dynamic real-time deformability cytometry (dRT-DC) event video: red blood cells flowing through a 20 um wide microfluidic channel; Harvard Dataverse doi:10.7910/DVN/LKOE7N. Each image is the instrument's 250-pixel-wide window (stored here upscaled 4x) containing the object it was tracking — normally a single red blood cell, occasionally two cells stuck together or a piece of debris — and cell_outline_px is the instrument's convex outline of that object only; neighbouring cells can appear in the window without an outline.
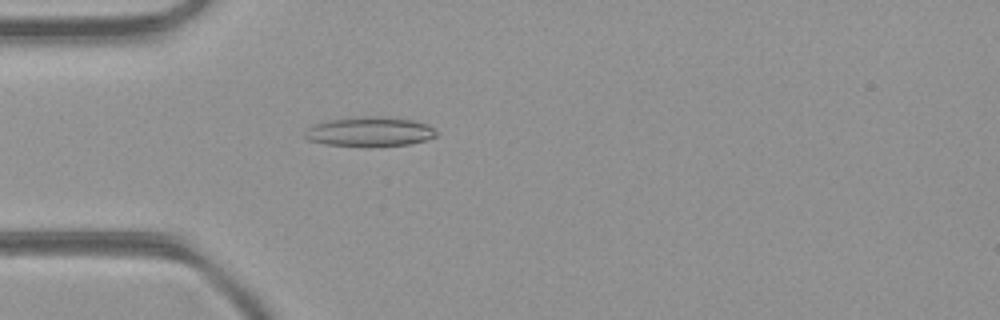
{"species": "common noctule bat (a hibernating species)", "species_latin": "Nyctalus noctula", "temperature_condition": "room temperature", "stored_images_in_passage": 40, "camera_frame_rate_fps": 3000, "um_per_image_px": 0.085, "animal": {"sex": "female", "body_mass_g": 21.9}, "frame": {"image": 1, "passage_image": 7, "time_ms": 2.0, "image_size_px": [1000, 320], "cell_outline_px": [[440, 132], [436, 136], [424, 140], [408, 144], [324, 144], [308, 140], [304, 136], [308, 128], [316, 124], [328, 120], [360, 116], [376, 116], [412, 120], [428, 124]], "centroid_in_image_um": [31.46, 11.15], "position_along_channel_um": 53.5, "area_um2": 21.79}}
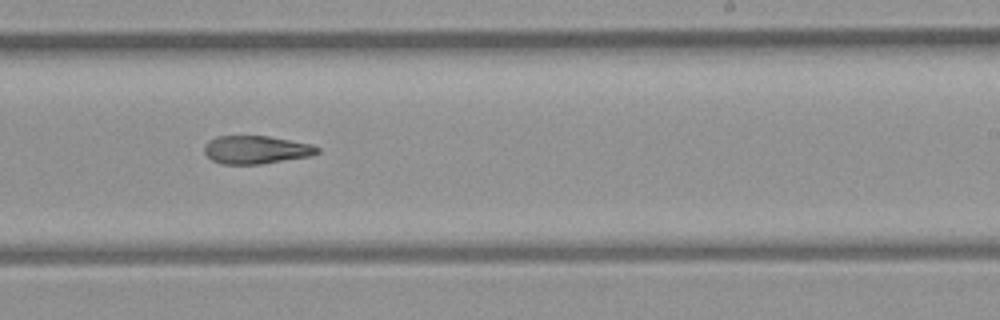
{"frame": {"image": 2, "passage_image": 22, "time_ms": 7.0, "image_size_px": [1000, 320], "cell_outline_px": [[320, 152], [308, 156], [260, 164], [220, 164], [212, 160], [204, 152], [204, 144], [208, 140], [216, 136], [268, 136], [312, 144], [320, 148]], "centroid_in_image_um": [21.73, 12.72], "position_along_channel_um": 267.3, "area_um2": 18.5}}
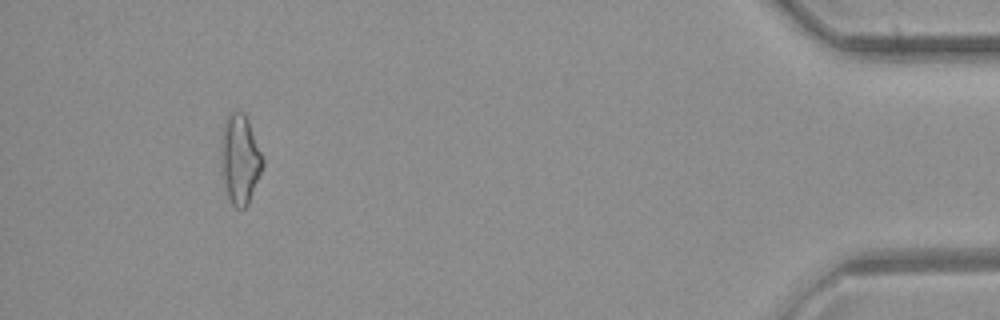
{"frame": {"image": 3, "passage_image": 37, "time_ms": 12.0, "image_size_px": [1000, 320], "cell_outline_px": [[264, 164], [248, 204], [244, 208], [236, 208], [232, 204], [228, 196], [224, 184], [220, 156], [224, 124], [228, 112], [244, 112], [248, 120], [264, 160]], "centroid_in_image_um": [20.4, 13.53], "position_along_channel_um": 414.8, "area_um2": 21.44}, "authors_computed_cell_mechanics": {"area_um2": 19.5075, "velocity_mm_per_s": 4.4041, "shape_relaxation_time_tau1_ms": null, "shape_relaxation_time_tau2_ms": 9.1367, "deformation_change_tau1": null, "deformation_change_tau2": 0.2477}}